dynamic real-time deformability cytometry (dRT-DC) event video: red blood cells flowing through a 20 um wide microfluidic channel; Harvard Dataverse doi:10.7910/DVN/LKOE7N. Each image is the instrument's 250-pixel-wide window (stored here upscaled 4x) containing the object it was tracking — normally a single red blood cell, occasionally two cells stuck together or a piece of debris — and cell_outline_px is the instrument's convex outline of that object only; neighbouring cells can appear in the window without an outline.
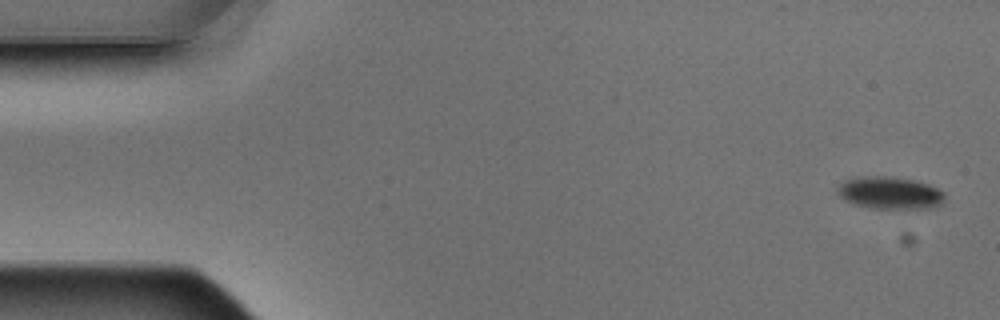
{"species": "Egyptian fruit bat (a non-hibernating species)", "species_latin": "Rousettus aegyptiacus", "temperature_condition": "warm", "stored_images_in_passage": 4, "camera_frame_rate_fps": 3000, "um_per_image_px": 0.085, "animal": {"sex": "male"}, "frame": {"image": 1, "passage_image": 1, "time_ms": 0.0, "image_size_px": [1000, 320], "cell_outline_px": [[944, 200], [940, 204], [928, 208], [868, 208], [844, 200], [836, 192], [836, 188], [844, 180], [856, 176], [884, 176], [912, 180], [928, 184], [944, 192]], "centroid_in_image_um": [75.58, 16.39], "position_along_channel_um": 9.4, "area_um2": 20.11}}
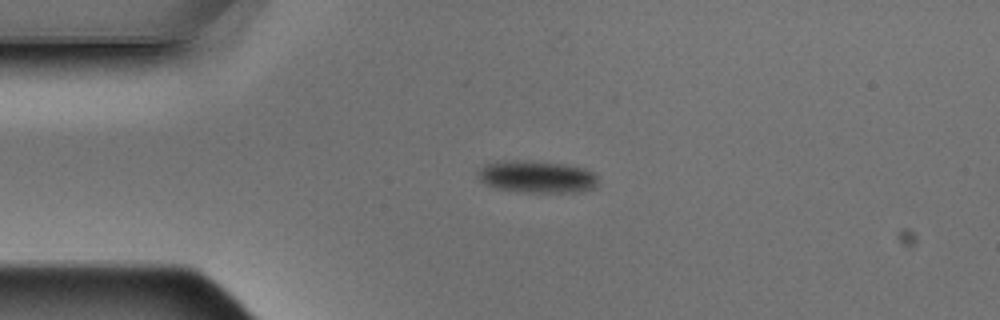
{"frame": {"image": 2, "passage_image": 4, "time_ms": 1.0, "image_size_px": [1000, 320], "cell_outline_px": [[596, 184], [592, 188], [572, 192], [520, 192], [496, 188], [480, 180], [480, 168], [484, 164], [504, 160], [516, 160], [560, 164], [584, 168], [592, 172], [596, 176]], "centroid_in_image_um": [45.6, 15.03], "position_along_channel_um": 39.4, "area_um2": 21.96}}